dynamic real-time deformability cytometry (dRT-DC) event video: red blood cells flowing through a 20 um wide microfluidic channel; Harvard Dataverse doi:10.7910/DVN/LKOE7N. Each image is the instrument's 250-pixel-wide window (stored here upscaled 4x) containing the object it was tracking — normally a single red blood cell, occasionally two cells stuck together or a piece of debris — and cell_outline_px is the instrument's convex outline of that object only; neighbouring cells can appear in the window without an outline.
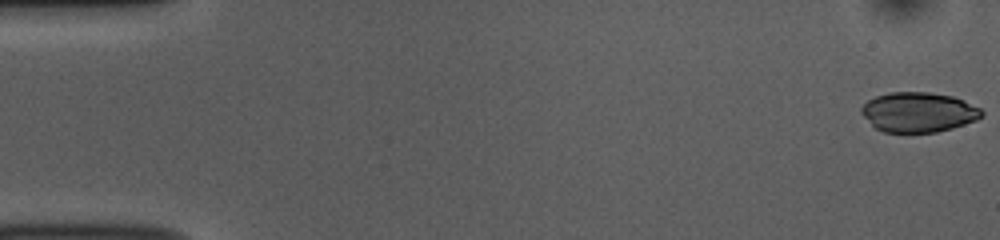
{"species": "common noctule bat (a hibernating species)", "species_latin": "Nyctalus noctula", "temperature_condition": "room temperature", "stored_images_in_passage": 52, "camera_frame_rate_fps": 3000, "um_per_image_px": 0.085, "animal": {"sex": "female", "body_mass_g": 10.0, "forearm_length_mm": 53.1}, "frame": {"image": 1, "passage_image": 1, "time_ms": 0.0, "image_size_px": [1000, 240], "cell_outline_px": [[984, 112], [976, 120], [952, 128], [936, 132], [884, 132], [876, 128], [860, 112], [860, 108], [868, 100], [876, 96], [888, 92], [928, 92], [952, 96], [964, 100], [980, 108]], "centroid_in_image_um": [78.06, 9.52], "position_along_channel_um": 6.9, "area_um2": 27.8}}
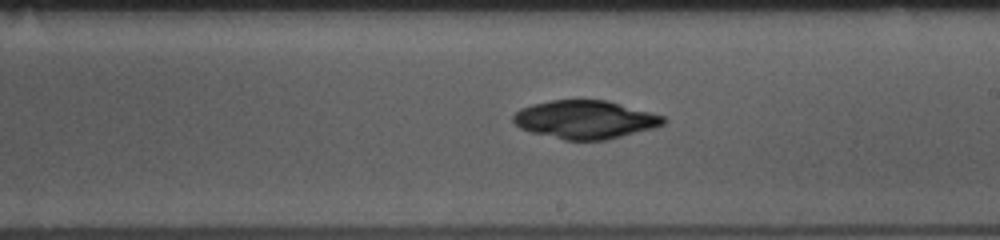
{"frame": {"image": 2, "passage_image": 30, "time_ms": 9.667, "image_size_px": [1000, 240], "cell_outline_px": [[668, 120], [664, 124], [656, 128], [604, 140], [564, 140], [532, 132], [520, 128], [512, 120], [512, 116], [520, 108], [532, 104], [552, 100], [608, 100], [664, 116]], "centroid_in_image_um": [49.75, 10.16], "position_along_channel_um": 239.2, "area_um2": 33.52}}
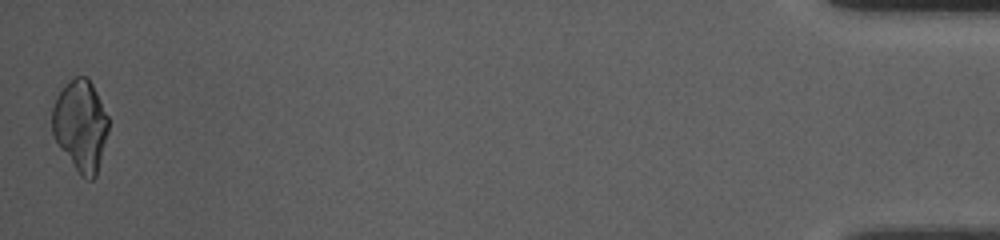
{"frame": {"image": 3, "passage_image": 52, "time_ms": 17.0, "image_size_px": [1000, 240], "cell_outline_px": [[108, 132], [96, 176], [92, 180], [88, 180], [80, 176], [60, 148], [52, 132], [52, 108], [56, 96], [64, 84], [76, 76], [88, 76], [108, 116]], "centroid_in_image_um": [6.84, 10.66], "position_along_channel_um": 428.4, "area_um2": 29.94}}